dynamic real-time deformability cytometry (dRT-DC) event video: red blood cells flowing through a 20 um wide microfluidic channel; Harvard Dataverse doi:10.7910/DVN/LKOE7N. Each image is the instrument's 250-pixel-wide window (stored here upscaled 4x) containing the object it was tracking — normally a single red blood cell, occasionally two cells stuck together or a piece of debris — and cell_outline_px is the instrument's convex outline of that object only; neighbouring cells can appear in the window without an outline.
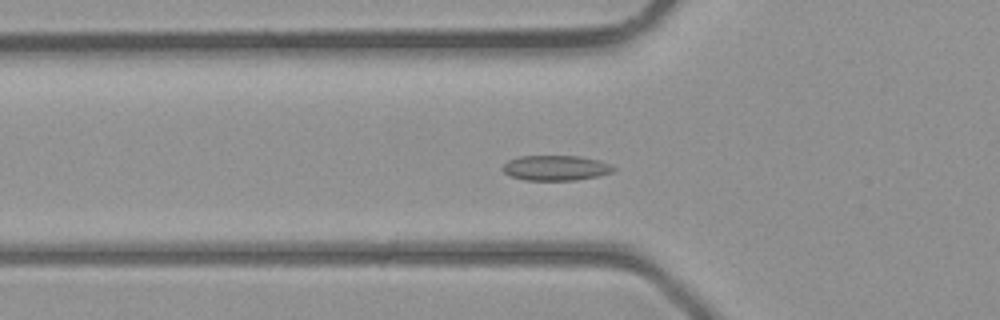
{"species": "common noctule bat (a hibernating species)", "species_latin": "Nyctalus noctula", "temperature_condition": "room temperature", "stored_images_in_passage": 36, "camera_frame_rate_fps": 3000, "um_per_image_px": 0.085, "animal": {"sex": "male", "body_mass_g": 23.1, "forearm_length_mm": 52.7}, "frame": {"image": 1, "passage_image": 9, "time_ms": 2.667, "image_size_px": [1000, 320], "cell_outline_px": [[616, 168], [612, 172], [596, 176], [576, 180], [524, 180], [512, 176], [504, 172], [500, 168], [508, 160], [520, 156], [580, 156], [600, 160], [612, 164]], "centroid_in_image_um": [47.25, 14.26], "position_along_channel_um": 78.6, "area_um2": 16.3}}
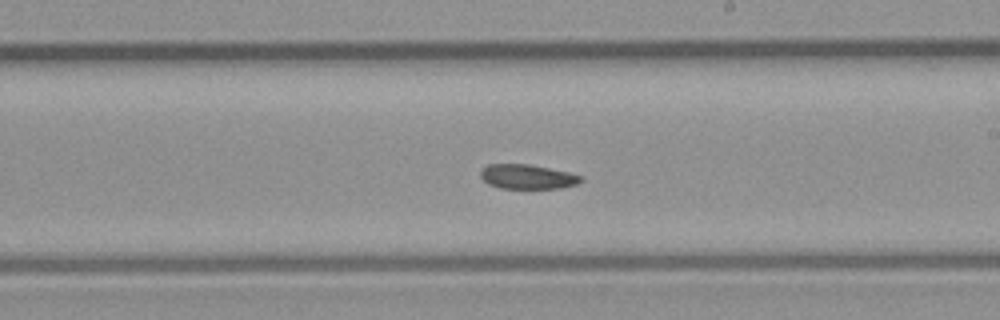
{"frame": {"image": 2, "passage_image": 19, "time_ms": 6.0, "image_size_px": [1000, 320], "cell_outline_px": [[584, 180], [576, 184], [560, 188], [500, 188], [488, 184], [480, 176], [480, 172], [488, 164], [528, 164], [568, 172], [584, 176]], "centroid_in_image_um": [44.85, 15.02], "position_along_channel_um": 244.2, "area_um2": 14.28}}
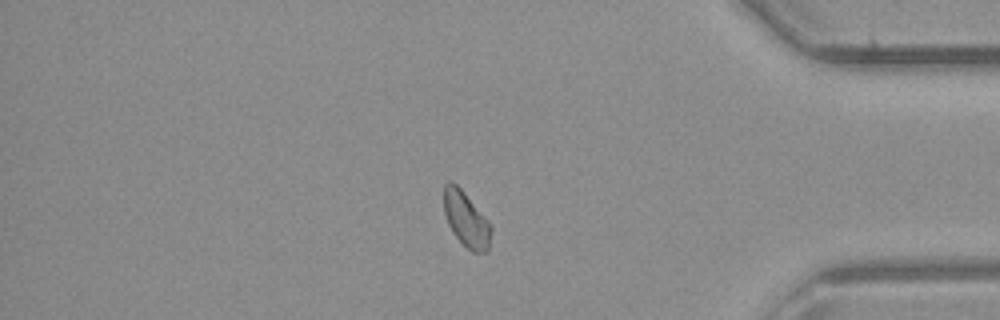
{"frame": {"image": 3, "passage_image": 30, "time_ms": 9.667, "image_size_px": [1000, 320], "cell_outline_px": [[492, 228], [488, 252], [472, 252], [452, 232], [448, 224], [444, 212], [444, 184], [448, 180], [452, 180], [464, 192], [492, 224]], "centroid_in_image_um": [39.63, 18.62], "position_along_channel_um": 395.6, "area_um2": 15.26}}